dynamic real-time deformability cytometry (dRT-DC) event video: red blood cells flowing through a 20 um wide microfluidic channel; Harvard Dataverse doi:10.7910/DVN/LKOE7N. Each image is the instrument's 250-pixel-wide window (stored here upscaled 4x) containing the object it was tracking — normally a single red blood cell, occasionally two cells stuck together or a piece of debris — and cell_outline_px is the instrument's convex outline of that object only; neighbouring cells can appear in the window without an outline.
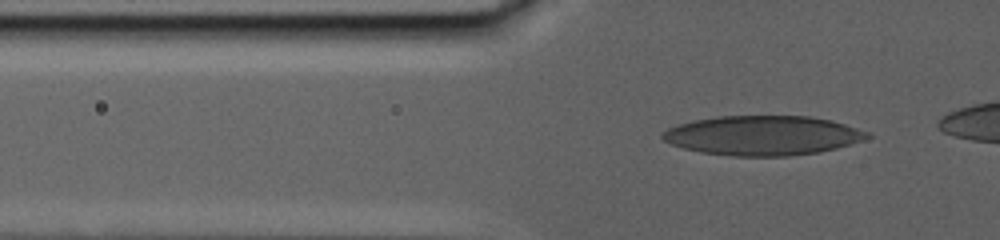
{"species": "human", "species_latin": "Homo sapiens", "temperature_condition": "warm", "stored_images_in_passage": 81, "camera_frame_rate_fps": 3000, "um_per_image_px": 0.085, "donor": {"sex": "male"}, "frame": {"image": 1, "passage_image": 21, "time_ms": 8.0, "image_size_px": [1000, 240], "cell_outline_px": [[872, 136], [864, 140], [836, 148], [820, 152], [788, 156], [732, 156], [700, 152], [684, 148], [672, 144], [664, 140], [660, 136], [668, 128], [676, 124], [692, 120], [716, 116], [808, 116], [832, 120], [868, 132]], "centroid_in_image_um": [64.82, 11.51], "position_along_channel_um": 61.0, "area_um2": 47.28}}
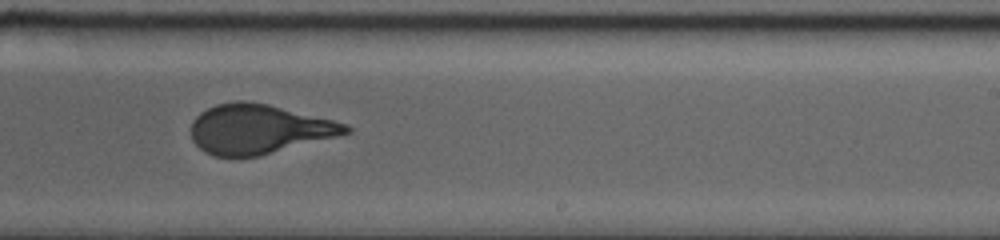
{"frame": {"image": 2, "passage_image": 61, "time_ms": 17.667, "image_size_px": [1000, 240], "cell_outline_px": [[352, 132], [260, 156], [212, 156], [204, 152], [192, 140], [192, 120], [200, 112], [216, 104], [236, 100], [244, 100], [268, 104], [348, 124], [352, 128]], "centroid_in_image_um": [21.98, 10.97], "position_along_channel_um": 267.0, "area_um2": 44.45}}
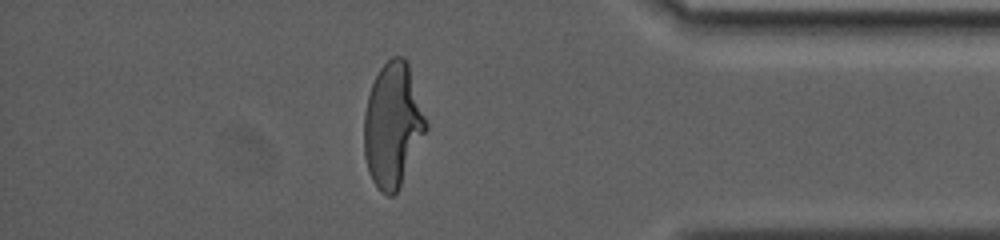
{"frame": {"image": 3, "passage_image": 79, "time_ms": 24.333, "image_size_px": [1000, 240], "cell_outline_px": [[428, 128], [396, 192], [392, 196], [388, 196], [380, 192], [376, 188], [368, 172], [364, 156], [364, 112], [368, 96], [372, 84], [380, 68], [392, 56], [404, 56], [408, 60], [428, 124]], "centroid_in_image_um": [33.38, 10.61], "position_along_channel_um": 401.8, "area_um2": 44.91}}